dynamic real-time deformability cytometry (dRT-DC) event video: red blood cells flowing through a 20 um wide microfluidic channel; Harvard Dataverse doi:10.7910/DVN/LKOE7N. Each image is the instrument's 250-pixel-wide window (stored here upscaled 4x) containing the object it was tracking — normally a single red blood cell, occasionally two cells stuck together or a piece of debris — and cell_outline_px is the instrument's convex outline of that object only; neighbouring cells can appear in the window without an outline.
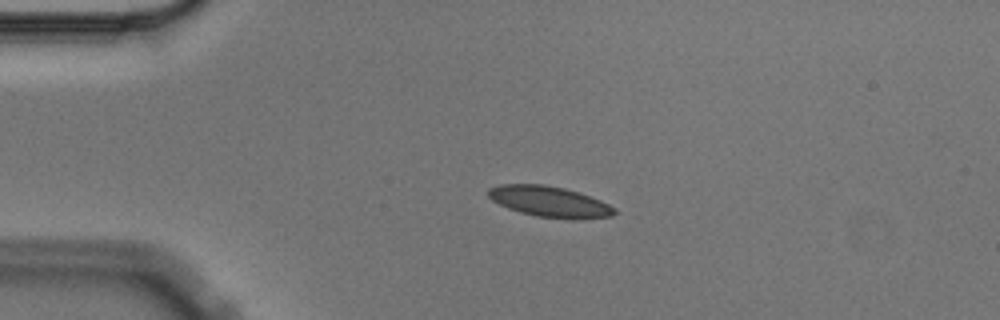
{"species": "Egyptian fruit bat (a non-hibernating species)", "species_latin": "Rousettus aegyptiacus", "temperature_condition": "cold", "stored_images_in_passage": 2, "camera_frame_rate_fps": 3000, "um_per_image_px": 0.085, "animal": {"sex": "male"}, "frame": {"image": 1, "passage_image": 1, "time_ms": 0.0, "image_size_px": [1000, 320], "cell_outline_px": [[616, 212], [612, 216], [576, 220], [572, 220], [536, 216], [520, 212], [508, 208], [492, 200], [488, 196], [488, 188], [500, 184], [544, 184], [564, 188], [600, 200], [616, 208]], "centroid_in_image_um": [46.71, 17.15], "position_along_channel_um": 38.3, "area_um2": 22.66}}